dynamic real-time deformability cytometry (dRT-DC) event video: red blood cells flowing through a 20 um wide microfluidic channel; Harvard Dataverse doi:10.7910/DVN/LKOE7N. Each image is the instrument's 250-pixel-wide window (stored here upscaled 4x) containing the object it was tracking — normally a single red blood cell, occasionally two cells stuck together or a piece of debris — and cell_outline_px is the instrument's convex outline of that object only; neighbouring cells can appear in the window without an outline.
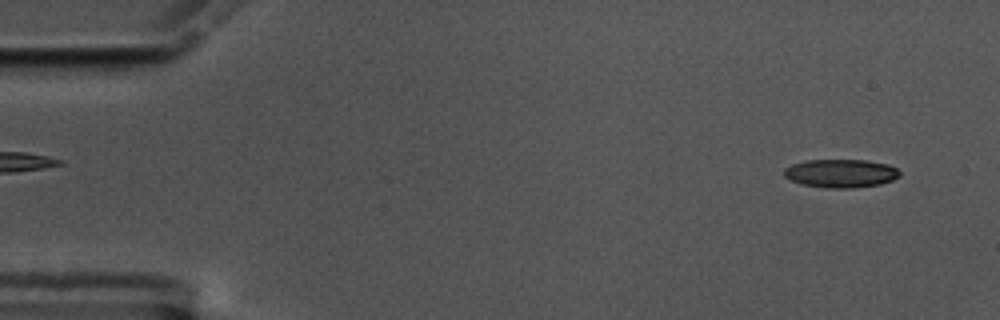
{"species": "common noctule bat (a hibernating species)", "species_latin": "Nyctalus noctula", "temperature_condition": "cold", "stored_images_in_passage": 56, "camera_frame_rate_fps": 3000, "um_per_image_px": 0.085, "animal": {"sex": "male", "body_mass_g": 17.5, "forearm_length_mm": 52.3}, "frame": {"image": 1, "passage_image": 3, "time_ms": 0.667, "image_size_px": [1000, 320], "cell_outline_px": [[900, 176], [892, 180], [880, 184], [852, 188], [828, 188], [800, 184], [788, 180], [784, 176], [784, 168], [792, 164], [804, 160], [868, 160], [888, 164], [896, 168], [900, 172]], "centroid_in_image_um": [71.44, 14.73], "position_along_channel_um": 13.6, "area_um2": 19.31}}
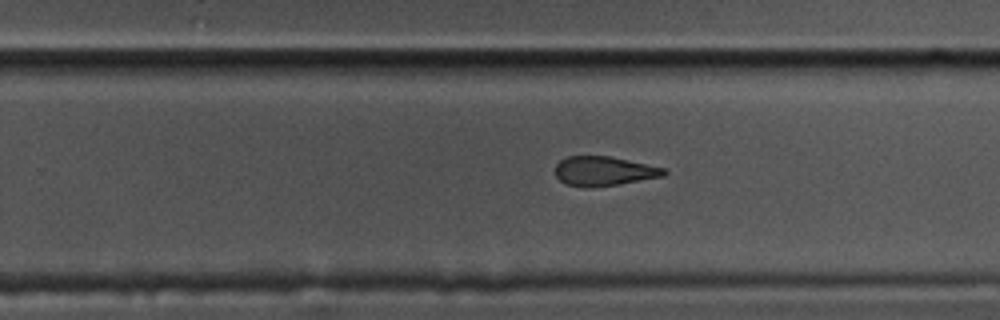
{"frame": {"image": 2, "passage_image": 35, "time_ms": 11.333, "image_size_px": [1000, 320], "cell_outline_px": [[668, 172], [664, 176], [620, 184], [588, 188], [584, 188], [564, 184], [556, 176], [556, 164], [560, 160], [568, 156], [608, 156], [628, 160], [664, 168]], "centroid_in_image_um": [51.31, 14.56], "position_along_channel_um": 278.5, "area_um2": 18.67}}
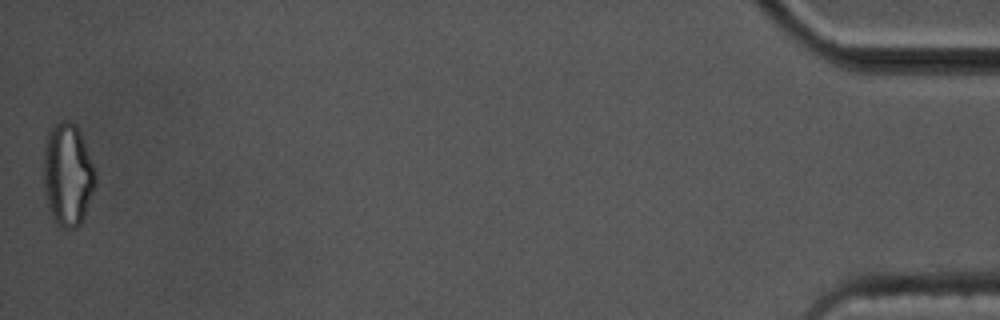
{"frame": {"image": 3, "passage_image": 56, "time_ms": 18.333, "image_size_px": [1000, 320], "cell_outline_px": [[96, 184], [80, 224], [76, 228], [60, 228], [52, 216], [48, 204], [44, 188], [44, 148], [48, 132], [60, 120], [68, 120], [76, 124], [80, 132], [96, 172]], "centroid_in_image_um": [5.76, 14.83], "position_along_channel_um": 429.4, "area_um2": 30.81}, "authors_computed_cell_mechanics": {"area_um2": 20.2589, "velocity_mm_per_s": 3.5126, "shape_relaxation_time_tau1_ms": null, "shape_relaxation_time_tau2_ms": 5.1388, "deformation_change_tau1": null, "deformation_change_tau2": 0.1445}}